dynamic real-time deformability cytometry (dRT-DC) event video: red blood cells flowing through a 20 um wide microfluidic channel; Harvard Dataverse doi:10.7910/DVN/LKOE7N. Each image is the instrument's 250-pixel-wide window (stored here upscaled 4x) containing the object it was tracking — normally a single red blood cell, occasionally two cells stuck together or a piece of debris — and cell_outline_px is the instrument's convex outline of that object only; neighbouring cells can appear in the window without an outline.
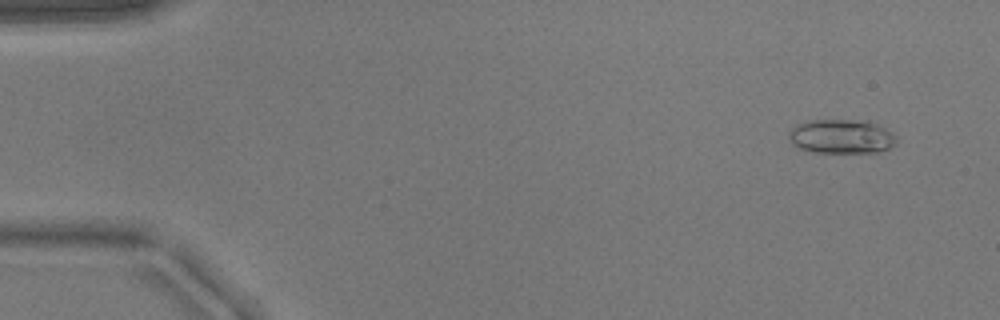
{"species": "common noctule bat (a hibernating species)", "species_latin": "Nyctalus noctula", "temperature_condition": "warm", "stored_images_in_passage": 13, "camera_frame_rate_fps": 3000, "um_per_image_px": 0.085, "animal": {"sex": "male", "body_mass_g": 17.9}, "frame": {"image": 1, "passage_image": 4, "time_ms": 1.0, "image_size_px": [1000, 320], "cell_outline_px": [[896, 144], [888, 148], [876, 152], [816, 152], [796, 148], [792, 144], [788, 136], [788, 132], [796, 124], [804, 120], [868, 120], [892, 132], [896, 136]], "centroid_in_image_um": [71.48, 11.58], "position_along_channel_um": 13.5, "area_um2": 21.62}}